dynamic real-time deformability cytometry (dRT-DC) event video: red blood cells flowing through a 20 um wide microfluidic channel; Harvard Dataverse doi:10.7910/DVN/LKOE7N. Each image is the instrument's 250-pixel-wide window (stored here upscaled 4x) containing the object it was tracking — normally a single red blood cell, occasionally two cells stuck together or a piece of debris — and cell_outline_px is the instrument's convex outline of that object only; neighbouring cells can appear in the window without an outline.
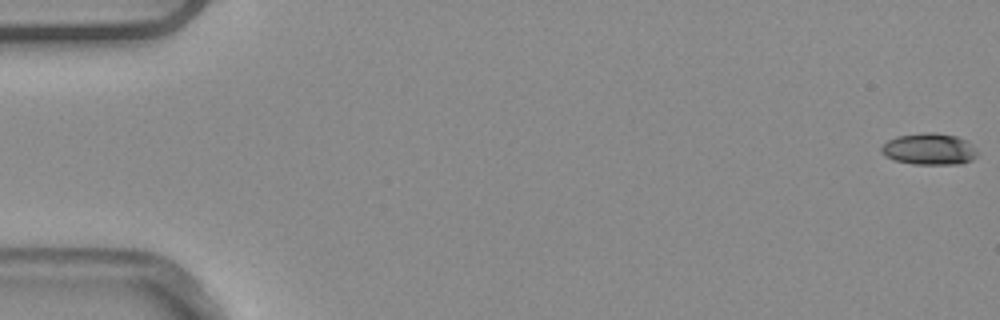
{"species": "common noctule bat (a hibernating species)", "species_latin": "Nyctalus noctula", "temperature_condition": "warm", "stored_images_in_passage": 6, "camera_frame_rate_fps": 3000, "um_per_image_px": 0.085, "animal": {"sex": "male", "body_mass_g": 20.4}, "frame": {"image": 1, "passage_image": 1, "time_ms": 0.0, "image_size_px": [1000, 320], "cell_outline_px": [[976, 156], [972, 160], [960, 164], [912, 164], [896, 160], [884, 156], [880, 152], [880, 148], [888, 140], [896, 136], [924, 132], [932, 132], [956, 136], [968, 140], [976, 148]], "centroid_in_image_um": [78.98, 12.66], "position_along_channel_um": 6.0, "area_um2": 17.8}}
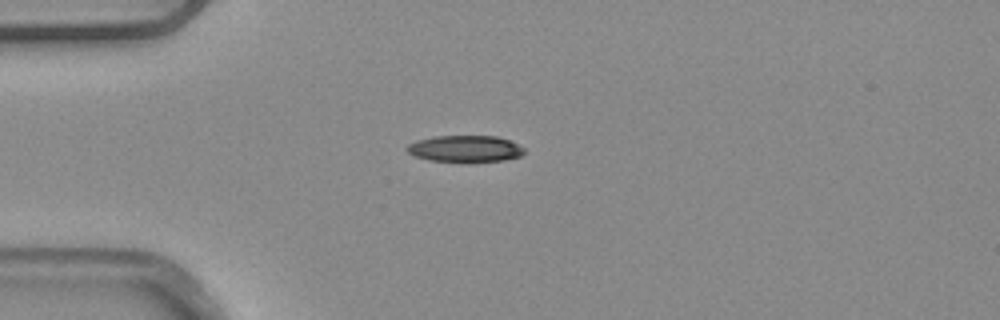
{"frame": {"image": 2, "passage_image": 5, "time_ms": 1.333, "image_size_px": [1000, 320], "cell_outline_px": [[524, 152], [520, 156], [504, 160], [432, 160], [416, 156], [408, 152], [404, 148], [408, 144], [416, 140], [436, 136], [496, 136], [508, 140], [524, 148]], "centroid_in_image_um": [39.51, 12.61], "position_along_channel_um": 45.5, "area_um2": 17.51}}
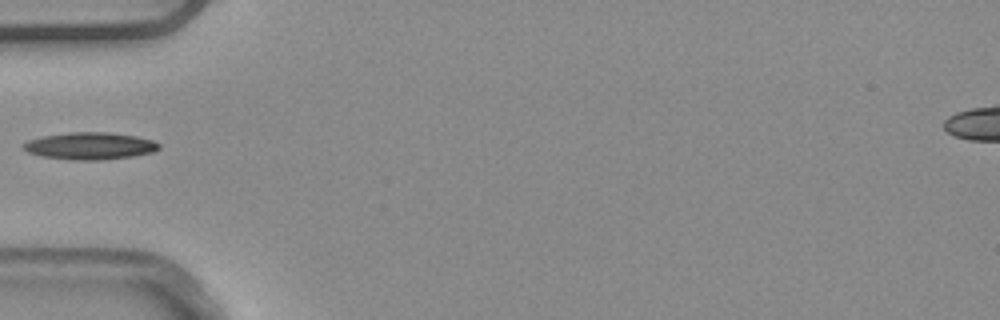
{"frame": {"image": 3, "passage_image": 6, "time_ms": 1.667, "image_size_px": [1000, 320], "cell_outline_px": [[160, 148], [152, 152], [132, 156], [100, 160], [72, 160], [40, 156], [28, 152], [24, 148], [24, 144], [28, 140], [44, 136], [68, 132], [108, 132], [136, 136], [152, 140], [160, 144]], "centroid_in_image_um": [7.65, 12.4], "position_along_channel_um": 77.3, "area_um2": 21.33}}